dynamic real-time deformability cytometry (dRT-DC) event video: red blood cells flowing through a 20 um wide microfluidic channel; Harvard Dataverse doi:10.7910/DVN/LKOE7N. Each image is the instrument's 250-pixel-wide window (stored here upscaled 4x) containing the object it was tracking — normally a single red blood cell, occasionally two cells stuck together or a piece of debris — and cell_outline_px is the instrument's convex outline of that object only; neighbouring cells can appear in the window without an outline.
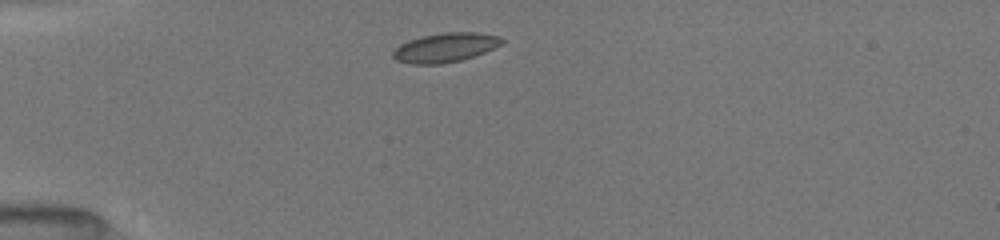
{"species": "common noctule bat (a hibernating species)", "species_latin": "Nyctalus noctula", "temperature_condition": "room temperature", "stored_images_in_passage": 10, "camera_frame_rate_fps": 3000, "um_per_image_px": 0.085, "animal": {"sex": "female", "body_mass_g": 19.5, "forearm_length_mm": 54.1}, "frame": {"image": 1, "passage_image": 1, "time_ms": 0.0, "image_size_px": [1000, 240], "cell_outline_px": [[504, 40], [500, 44], [484, 52], [460, 60], [440, 64], [408, 64], [396, 60], [392, 56], [392, 52], [400, 44], [408, 40], [424, 36], [444, 32], [476, 32], [500, 36]], "centroid_in_image_um": [37.8, 4.04], "position_along_channel_um": 47.2, "area_um2": 18.38}}
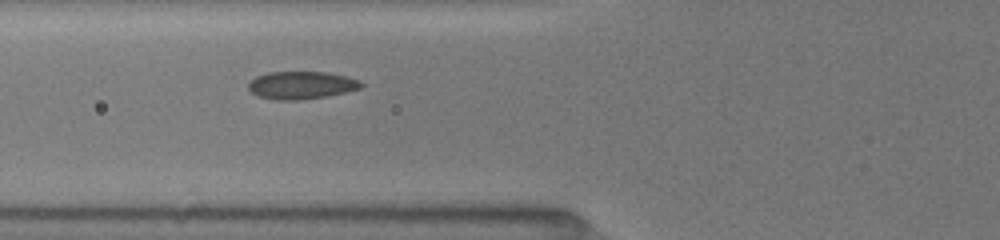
{"frame": {"image": 2, "passage_image": 5, "time_ms": 2.0, "image_size_px": [1000, 240], "cell_outline_px": [[364, 84], [360, 88], [328, 96], [296, 100], [276, 100], [260, 96], [252, 92], [248, 88], [248, 84], [256, 76], [268, 72], [328, 72], [348, 76], [360, 80]], "centroid_in_image_um": [25.64, 7.23], "position_along_channel_um": 100.2, "area_um2": 18.15}}
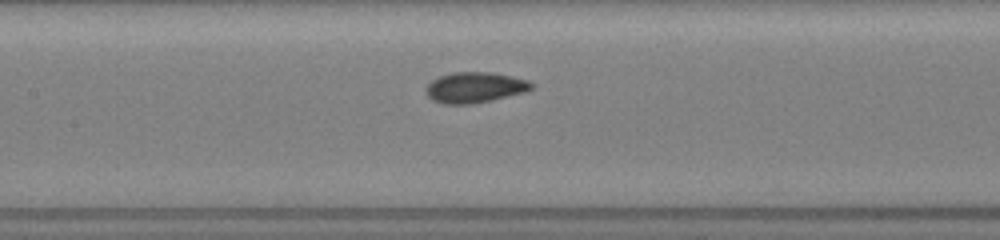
{"frame": {"image": 3, "passage_image": 9, "time_ms": 3.667, "image_size_px": [1000, 240], "cell_outline_px": [[536, 84], [532, 88], [524, 92], [492, 100], [472, 104], [444, 104], [432, 100], [428, 96], [424, 88], [432, 80], [440, 76], [452, 72], [492, 72], [512, 76], [528, 80]], "centroid_in_image_um": [40.36, 7.43], "position_along_channel_um": 167.0, "area_um2": 18.96}}